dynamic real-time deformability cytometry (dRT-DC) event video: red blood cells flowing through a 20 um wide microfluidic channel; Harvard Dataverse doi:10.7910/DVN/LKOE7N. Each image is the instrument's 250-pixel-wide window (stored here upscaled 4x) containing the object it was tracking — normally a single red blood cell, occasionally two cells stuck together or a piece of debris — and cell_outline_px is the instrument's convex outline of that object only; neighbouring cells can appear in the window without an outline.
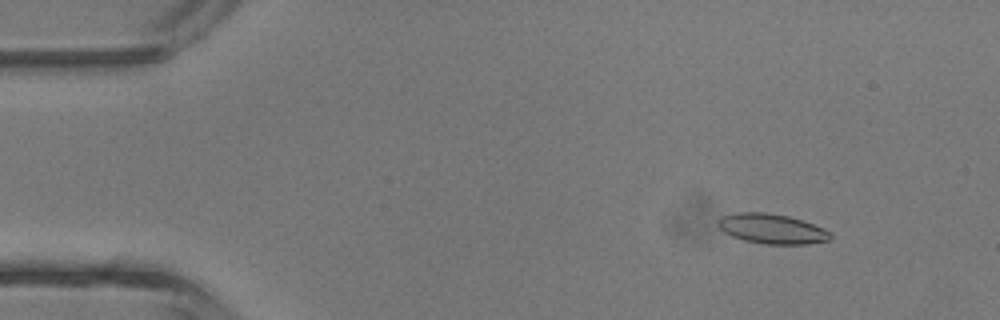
{"species": "common noctule bat (a hibernating species)", "species_latin": "Nyctalus noctula", "temperature_condition": "room temperature", "stored_images_in_passage": 4, "camera_frame_rate_fps": 3000, "um_per_image_px": 0.085, "animal": {"sex": "male", "body_mass_g": 13.3}, "frame": {"image": 1, "passage_image": 2, "time_ms": 1.0, "image_size_px": [1000, 320], "cell_outline_px": [[832, 240], [808, 244], [764, 244], [744, 240], [732, 236], [724, 232], [720, 228], [720, 216], [736, 212], [764, 212], [788, 216], [824, 228], [832, 232]], "centroid_in_image_um": [65.65, 19.45], "position_along_channel_um": 19.3, "area_um2": 19.54}}